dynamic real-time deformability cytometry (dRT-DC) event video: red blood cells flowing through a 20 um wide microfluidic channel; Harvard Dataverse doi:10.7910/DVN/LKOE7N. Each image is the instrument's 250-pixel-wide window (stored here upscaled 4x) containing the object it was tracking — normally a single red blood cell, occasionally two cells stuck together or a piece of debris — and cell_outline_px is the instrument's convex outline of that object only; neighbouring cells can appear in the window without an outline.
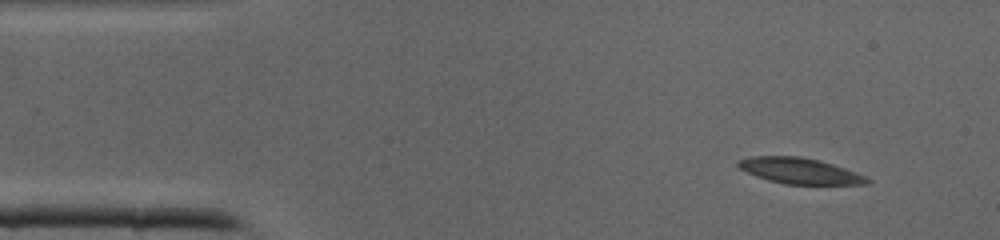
{"species": "common noctule bat (a hibernating species)", "species_latin": "Nyctalus noctula", "temperature_condition": "cold", "stored_images_in_passage": 38, "camera_frame_rate_fps": 3000, "um_per_image_px": 0.085, "animal": {"sex": "male", "body_mass_g": 19.0, "forearm_length_mm": 50.8}, "frame": {"image": 1, "passage_image": 1, "time_ms": 0.0, "image_size_px": [1000, 240], "cell_outline_px": [[868, 184], [788, 184], [768, 180], [756, 176], [740, 168], [736, 164], [740, 160], [756, 156], [796, 156], [816, 160], [832, 164], [844, 168], [864, 176], [868, 180]], "centroid_in_image_um": [67.95, 14.52], "position_along_channel_um": 17.1, "area_um2": 18.79}}
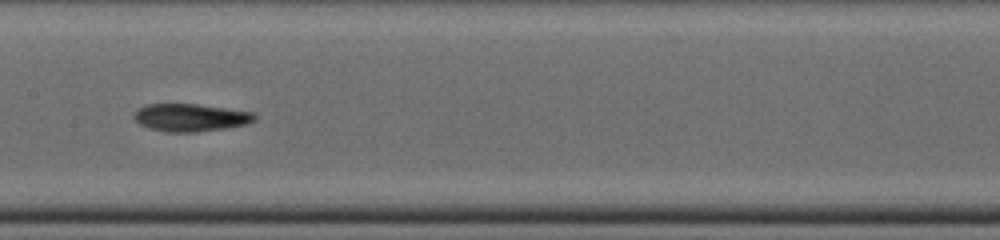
{"frame": {"image": 2, "passage_image": 17, "time_ms": 5.333, "image_size_px": [1000, 240], "cell_outline_px": [[256, 120], [244, 124], [224, 128], [196, 132], [168, 132], [152, 128], [140, 124], [136, 120], [136, 112], [140, 108], [148, 104], [196, 104], [252, 112], [256, 116]], "centroid_in_image_um": [16.22, 9.99], "position_along_channel_um": 191.2, "area_um2": 18.9}}
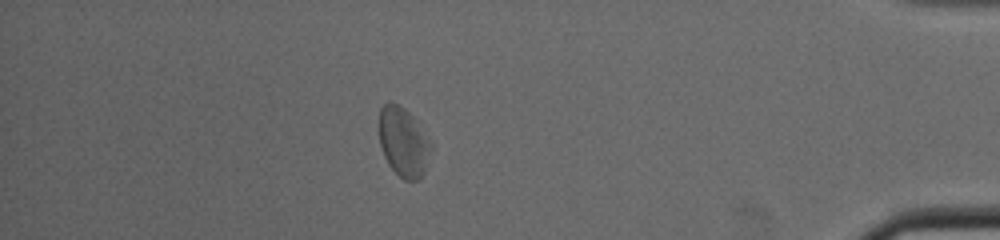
{"frame": {"image": 3, "passage_image": 33, "time_ms": 10.667, "image_size_px": [1000, 240], "cell_outline_px": [[432, 148], [424, 172], [416, 180], [404, 180], [388, 164], [384, 156], [380, 144], [380, 108], [388, 100], [400, 104], [412, 116], [432, 144]], "centroid_in_image_um": [34.28, 12.05], "position_along_channel_um": 400.9, "area_um2": 20.69}}